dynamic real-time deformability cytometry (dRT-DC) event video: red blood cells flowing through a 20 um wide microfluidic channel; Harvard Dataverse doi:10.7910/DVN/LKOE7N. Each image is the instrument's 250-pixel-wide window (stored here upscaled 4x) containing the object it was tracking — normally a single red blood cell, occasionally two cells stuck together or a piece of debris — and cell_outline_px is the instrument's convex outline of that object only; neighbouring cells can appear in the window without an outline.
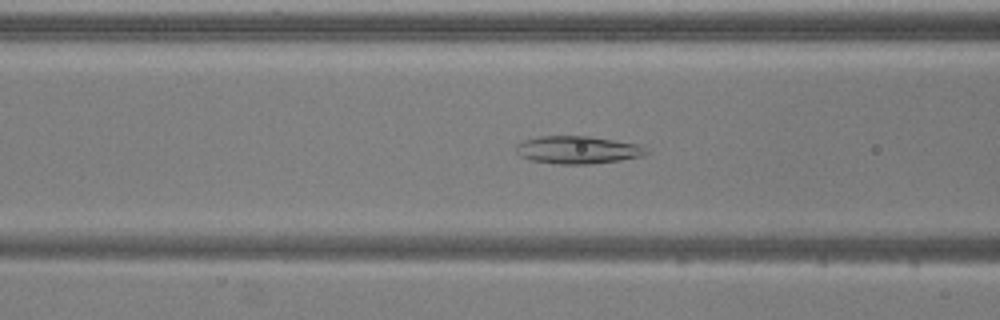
{"species": "common noctule bat (a hibernating species)", "species_latin": "Nyctalus noctula", "temperature_condition": "warm", "stored_images_in_passage": 54, "camera_frame_rate_fps": 3000, "um_per_image_px": 0.085, "animal": {"sex": "male", "body_mass_g": 20.5, "forearm_length_mm": 52.5}, "frame": {"image": 1, "passage_image": 21, "time_ms": 6.667, "image_size_px": [1000, 320], "cell_outline_px": [[648, 152], [644, 156], [620, 160], [588, 164], [556, 164], [532, 160], [520, 156], [516, 152], [516, 144], [524, 140], [540, 136], [588, 136], [640, 144], [648, 148]], "centroid_in_image_um": [49.13, 12.74], "position_along_channel_um": 117.5, "area_um2": 21.1}}
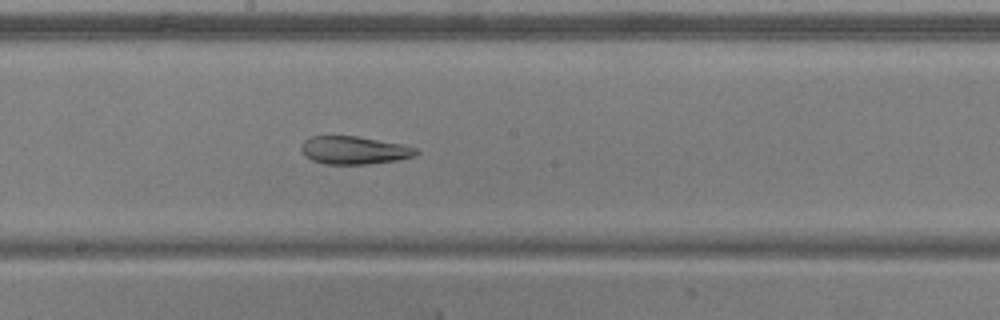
{"frame": {"image": 2, "passage_image": 29, "time_ms": 9.333, "image_size_px": [1000, 320], "cell_outline_px": [[420, 152], [416, 156], [396, 160], [368, 164], [324, 164], [312, 160], [304, 156], [300, 148], [304, 140], [312, 136], [356, 136], [404, 144], [416, 148]], "centroid_in_image_um": [30.11, 12.77], "position_along_channel_um": 218.1, "area_um2": 18.84}}
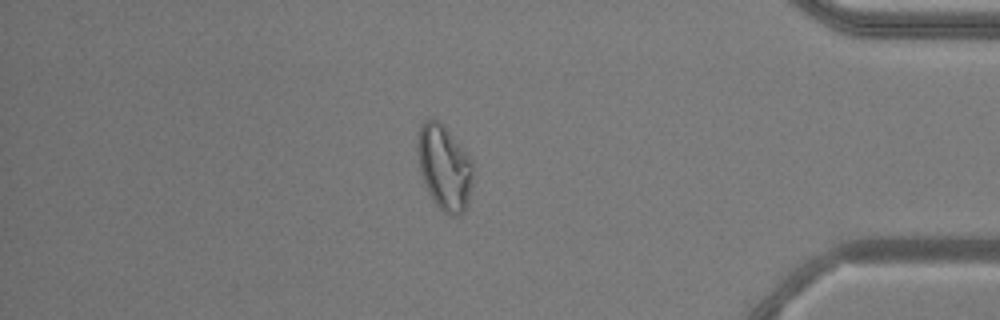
{"frame": {"image": 3, "passage_image": 46, "time_ms": 15.0, "image_size_px": [1000, 320], "cell_outline_px": [[472, 184], [468, 208], [464, 212], [456, 216], [448, 216], [436, 204], [428, 192], [420, 172], [416, 152], [416, 144], [420, 124], [424, 120], [432, 116], [440, 120], [444, 124], [468, 152], [472, 160]], "centroid_in_image_um": [37.77, 14.18], "position_along_channel_um": 397.4, "area_um2": 28.44}, "authors_computed_cell_mechanics": {"area_um2": 26.3279, "velocity_mm_per_s": 3.7663, "shape_relaxation_time_tau1_ms": null, "shape_relaxation_time_tau2_ms": 3.0469, "deformation_change_tau1": null, "deformation_change_tau2": 0.0874}}